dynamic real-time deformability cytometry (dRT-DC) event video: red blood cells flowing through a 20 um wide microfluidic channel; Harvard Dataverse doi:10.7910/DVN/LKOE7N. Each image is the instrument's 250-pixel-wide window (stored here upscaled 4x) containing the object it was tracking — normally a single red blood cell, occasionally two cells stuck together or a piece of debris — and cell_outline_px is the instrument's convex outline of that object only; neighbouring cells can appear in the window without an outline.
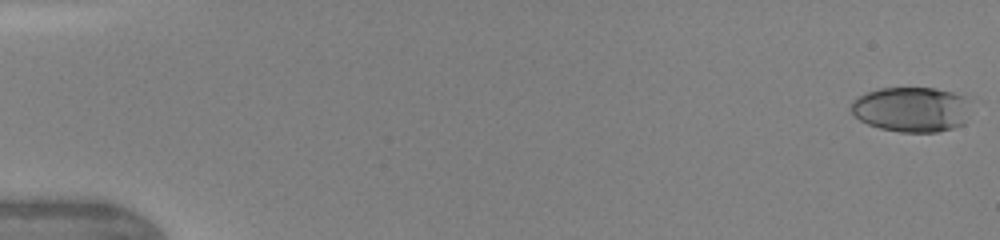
{"species": "human", "species_latin": "Homo sapiens", "temperature_condition": "warm", "stored_images_in_passage": 48, "camera_frame_rate_fps": 3000, "um_per_image_px": 0.085, "donor": {"sex": "female"}, "frame": {"image": 1, "passage_image": 1, "time_ms": 0.0, "image_size_px": [1000, 240], "cell_outline_px": [[964, 124], [952, 128], [936, 132], [900, 132], [880, 128], [868, 124], [860, 120], [852, 112], [852, 100], [856, 96], [880, 88], [936, 88], [952, 92], [964, 96]], "centroid_in_image_um": [77.38, 9.29], "position_along_channel_um": 7.6, "area_um2": 30.81}}
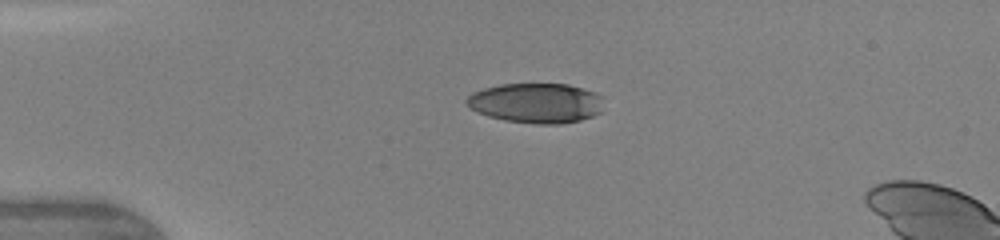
{"frame": {"image": 2, "passage_image": 12, "time_ms": 3.667, "image_size_px": [1000, 240], "cell_outline_px": [[604, 112], [580, 120], [560, 124], [540, 124], [504, 120], [488, 116], [464, 104], [464, 100], [472, 92], [484, 88], [500, 84], [568, 84], [596, 92], [604, 96]], "centroid_in_image_um": [45.63, 8.75], "position_along_channel_um": 39.4, "area_um2": 32.31}}
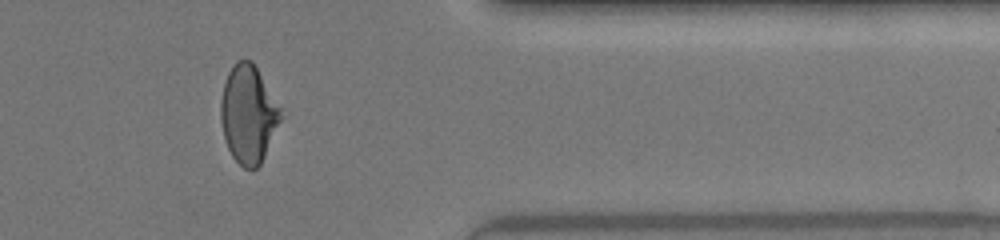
{"frame": {"image": 3, "passage_image": 40, "time_ms": 13.0, "image_size_px": [1000, 240], "cell_outline_px": [[284, 116], [260, 164], [256, 168], [244, 168], [232, 156], [228, 148], [224, 136], [220, 120], [220, 100], [224, 84], [228, 72], [236, 60], [252, 60], [280, 108]], "centroid_in_image_um": [21.1, 9.7], "position_along_channel_um": 390.3, "area_um2": 33.99}, "authors_computed_cell_mechanics": {"area_um2": 33.9575, "velocity_mm_per_s": 4.3158, "shape_relaxation_time_tau1_ms": 4.7278, "shape_relaxation_time_tau2_ms": 1.4087, "deformation_change_tau1": 0.1976, "deformation_change_tau2": 0.0654}}